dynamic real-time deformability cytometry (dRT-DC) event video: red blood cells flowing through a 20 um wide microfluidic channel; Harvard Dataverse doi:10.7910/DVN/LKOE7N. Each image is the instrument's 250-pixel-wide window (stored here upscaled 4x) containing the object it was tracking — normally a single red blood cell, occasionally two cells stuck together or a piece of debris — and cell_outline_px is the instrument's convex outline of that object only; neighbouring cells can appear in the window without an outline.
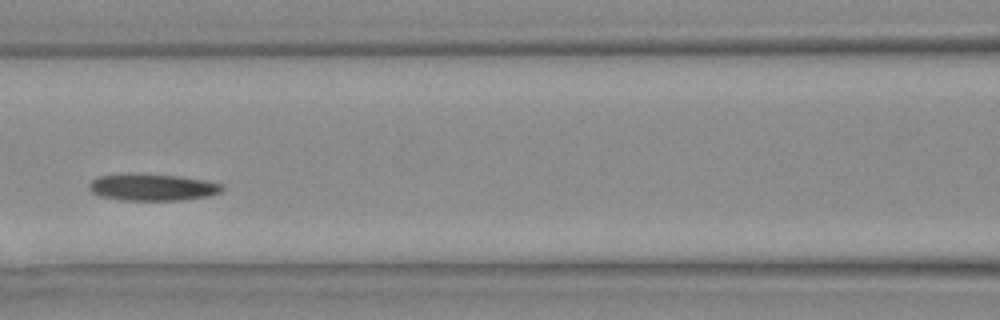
{"species": "Egyptian fruit bat (a non-hibernating species)", "species_latin": "Rousettus aegyptiacus", "temperature_condition": "warm", "stored_images_in_passage": 31, "camera_frame_rate_fps": 3000, "um_per_image_px": 0.085, "animal": {"sex": "female"}, "frame": {"image": 1, "passage_image": 14, "time_ms": 4.333, "image_size_px": [1000, 320], "cell_outline_px": [[224, 188], [220, 192], [208, 196], [184, 200], [124, 200], [100, 196], [92, 192], [88, 188], [88, 184], [92, 180], [100, 176], [128, 172], [176, 176], [200, 180], [220, 184]], "centroid_in_image_um": [12.88, 15.91], "position_along_channel_um": 153.7, "area_um2": 20.75}}